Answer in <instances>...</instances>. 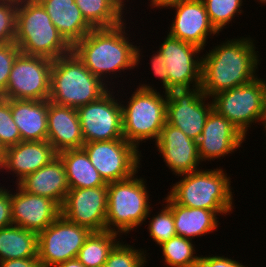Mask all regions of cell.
<instances>
[{"mask_svg": "<svg viewBox=\"0 0 266 267\" xmlns=\"http://www.w3.org/2000/svg\"><path fill=\"white\" fill-rule=\"evenodd\" d=\"M130 23L134 24V22L127 23L126 19L114 27L93 28L72 47V51L85 67L110 88L115 86L118 88L114 85L116 81L113 79L116 80L119 77L122 79L124 73L137 69L142 64V58L145 57L143 53L146 51H142L143 47L140 48V45L132 42L130 25L126 27Z\"/></svg>", "mask_w": 266, "mask_h": 267, "instance_id": "obj_1", "label": "cell"}, {"mask_svg": "<svg viewBox=\"0 0 266 267\" xmlns=\"http://www.w3.org/2000/svg\"><path fill=\"white\" fill-rule=\"evenodd\" d=\"M245 36L227 37L205 54L203 52L200 87L209 98L259 77L257 73L262 58L257 51L258 42L250 35Z\"/></svg>", "mask_w": 266, "mask_h": 267, "instance_id": "obj_2", "label": "cell"}, {"mask_svg": "<svg viewBox=\"0 0 266 267\" xmlns=\"http://www.w3.org/2000/svg\"><path fill=\"white\" fill-rule=\"evenodd\" d=\"M180 180L170 185L167 193L177 204L190 208L214 211L219 217L231 215L234 191L231 178L222 167L200 169L178 175ZM231 213V214H230Z\"/></svg>", "mask_w": 266, "mask_h": 267, "instance_id": "obj_3", "label": "cell"}, {"mask_svg": "<svg viewBox=\"0 0 266 267\" xmlns=\"http://www.w3.org/2000/svg\"><path fill=\"white\" fill-rule=\"evenodd\" d=\"M146 82V79L145 84L144 81L139 82L135 89L132 86L134 91L131 90L129 98L127 97L129 93L121 91L126 94L127 101L120 97L123 138L138 150L146 141L153 140L156 143L166 124L167 92L161 93L153 86L154 84Z\"/></svg>", "mask_w": 266, "mask_h": 267, "instance_id": "obj_4", "label": "cell"}, {"mask_svg": "<svg viewBox=\"0 0 266 267\" xmlns=\"http://www.w3.org/2000/svg\"><path fill=\"white\" fill-rule=\"evenodd\" d=\"M14 43L21 53L55 60L72 52L38 0H18Z\"/></svg>", "mask_w": 266, "mask_h": 267, "instance_id": "obj_5", "label": "cell"}, {"mask_svg": "<svg viewBox=\"0 0 266 267\" xmlns=\"http://www.w3.org/2000/svg\"><path fill=\"white\" fill-rule=\"evenodd\" d=\"M109 89L73 51L53 60L49 94L52 103L78 109L98 100Z\"/></svg>", "mask_w": 266, "mask_h": 267, "instance_id": "obj_6", "label": "cell"}, {"mask_svg": "<svg viewBox=\"0 0 266 267\" xmlns=\"http://www.w3.org/2000/svg\"><path fill=\"white\" fill-rule=\"evenodd\" d=\"M138 174L107 183L106 230L122 237L147 223L146 217L153 205L147 181Z\"/></svg>", "mask_w": 266, "mask_h": 267, "instance_id": "obj_7", "label": "cell"}, {"mask_svg": "<svg viewBox=\"0 0 266 267\" xmlns=\"http://www.w3.org/2000/svg\"><path fill=\"white\" fill-rule=\"evenodd\" d=\"M211 100L213 109L248 137L253 125H263L266 120V79L257 77L245 85L219 92Z\"/></svg>", "mask_w": 266, "mask_h": 267, "instance_id": "obj_8", "label": "cell"}, {"mask_svg": "<svg viewBox=\"0 0 266 267\" xmlns=\"http://www.w3.org/2000/svg\"><path fill=\"white\" fill-rule=\"evenodd\" d=\"M82 149L106 183L128 179L142 168V150L125 139L84 143Z\"/></svg>", "mask_w": 266, "mask_h": 267, "instance_id": "obj_9", "label": "cell"}, {"mask_svg": "<svg viewBox=\"0 0 266 267\" xmlns=\"http://www.w3.org/2000/svg\"><path fill=\"white\" fill-rule=\"evenodd\" d=\"M117 92L110 88L98 100L77 109L84 143L124 139L119 96H125L119 95L120 88Z\"/></svg>", "mask_w": 266, "mask_h": 267, "instance_id": "obj_10", "label": "cell"}, {"mask_svg": "<svg viewBox=\"0 0 266 267\" xmlns=\"http://www.w3.org/2000/svg\"><path fill=\"white\" fill-rule=\"evenodd\" d=\"M53 60L20 53L12 67L5 99L49 100Z\"/></svg>", "mask_w": 266, "mask_h": 267, "instance_id": "obj_11", "label": "cell"}, {"mask_svg": "<svg viewBox=\"0 0 266 267\" xmlns=\"http://www.w3.org/2000/svg\"><path fill=\"white\" fill-rule=\"evenodd\" d=\"M91 233L87 227L74 224L60 215L38 234V258L41 267H54L77 258L79 250Z\"/></svg>", "mask_w": 266, "mask_h": 267, "instance_id": "obj_12", "label": "cell"}, {"mask_svg": "<svg viewBox=\"0 0 266 267\" xmlns=\"http://www.w3.org/2000/svg\"><path fill=\"white\" fill-rule=\"evenodd\" d=\"M212 110V100L202 92L200 86L167 92L166 122L196 141Z\"/></svg>", "mask_w": 266, "mask_h": 267, "instance_id": "obj_13", "label": "cell"}, {"mask_svg": "<svg viewBox=\"0 0 266 267\" xmlns=\"http://www.w3.org/2000/svg\"><path fill=\"white\" fill-rule=\"evenodd\" d=\"M164 35L159 52L165 59L168 71V92L172 89L201 86L203 51L198 46Z\"/></svg>", "mask_w": 266, "mask_h": 267, "instance_id": "obj_14", "label": "cell"}, {"mask_svg": "<svg viewBox=\"0 0 266 267\" xmlns=\"http://www.w3.org/2000/svg\"><path fill=\"white\" fill-rule=\"evenodd\" d=\"M170 8L175 11L170 29L166 31L170 36L204 50L209 43L207 39L220 35L211 25L202 0H179L165 6L164 10Z\"/></svg>", "mask_w": 266, "mask_h": 267, "instance_id": "obj_15", "label": "cell"}, {"mask_svg": "<svg viewBox=\"0 0 266 267\" xmlns=\"http://www.w3.org/2000/svg\"><path fill=\"white\" fill-rule=\"evenodd\" d=\"M107 186L70 188L61 215L68 221L92 232L106 231Z\"/></svg>", "mask_w": 266, "mask_h": 267, "instance_id": "obj_16", "label": "cell"}, {"mask_svg": "<svg viewBox=\"0 0 266 267\" xmlns=\"http://www.w3.org/2000/svg\"><path fill=\"white\" fill-rule=\"evenodd\" d=\"M246 138L227 118L214 109L206 119L202 134L197 140L201 162L222 160L234 154L246 143ZM242 145V146H241Z\"/></svg>", "mask_w": 266, "mask_h": 267, "instance_id": "obj_17", "label": "cell"}, {"mask_svg": "<svg viewBox=\"0 0 266 267\" xmlns=\"http://www.w3.org/2000/svg\"><path fill=\"white\" fill-rule=\"evenodd\" d=\"M153 144L168 170L170 169L175 176L195 172L203 167L197 141L167 122L157 142Z\"/></svg>", "mask_w": 266, "mask_h": 267, "instance_id": "obj_18", "label": "cell"}, {"mask_svg": "<svg viewBox=\"0 0 266 267\" xmlns=\"http://www.w3.org/2000/svg\"><path fill=\"white\" fill-rule=\"evenodd\" d=\"M11 189V212L13 225L37 234L45 230L61 215V206L54 200L30 194L17 184Z\"/></svg>", "mask_w": 266, "mask_h": 267, "instance_id": "obj_19", "label": "cell"}, {"mask_svg": "<svg viewBox=\"0 0 266 267\" xmlns=\"http://www.w3.org/2000/svg\"><path fill=\"white\" fill-rule=\"evenodd\" d=\"M57 156V152L48 141H21L4 150L0 161L2 172L14 176L17 184L25 176L36 172Z\"/></svg>", "mask_w": 266, "mask_h": 267, "instance_id": "obj_20", "label": "cell"}, {"mask_svg": "<svg viewBox=\"0 0 266 267\" xmlns=\"http://www.w3.org/2000/svg\"><path fill=\"white\" fill-rule=\"evenodd\" d=\"M47 126V141L57 153L82 148L84 138L77 109L48 100Z\"/></svg>", "mask_w": 266, "mask_h": 267, "instance_id": "obj_21", "label": "cell"}, {"mask_svg": "<svg viewBox=\"0 0 266 267\" xmlns=\"http://www.w3.org/2000/svg\"><path fill=\"white\" fill-rule=\"evenodd\" d=\"M17 185L30 194L52 199L60 206L70 189L64 164L58 155L47 165L25 176Z\"/></svg>", "mask_w": 266, "mask_h": 267, "instance_id": "obj_22", "label": "cell"}, {"mask_svg": "<svg viewBox=\"0 0 266 267\" xmlns=\"http://www.w3.org/2000/svg\"><path fill=\"white\" fill-rule=\"evenodd\" d=\"M162 202L172 210L177 235L194 241L198 237L218 232L220 217L214 211L181 206L168 194Z\"/></svg>", "mask_w": 266, "mask_h": 267, "instance_id": "obj_23", "label": "cell"}, {"mask_svg": "<svg viewBox=\"0 0 266 267\" xmlns=\"http://www.w3.org/2000/svg\"><path fill=\"white\" fill-rule=\"evenodd\" d=\"M48 100L11 99V114L21 141H47Z\"/></svg>", "mask_w": 266, "mask_h": 267, "instance_id": "obj_24", "label": "cell"}, {"mask_svg": "<svg viewBox=\"0 0 266 267\" xmlns=\"http://www.w3.org/2000/svg\"><path fill=\"white\" fill-rule=\"evenodd\" d=\"M51 18L54 26L73 47L93 27L84 19L75 0H38Z\"/></svg>", "mask_w": 266, "mask_h": 267, "instance_id": "obj_25", "label": "cell"}, {"mask_svg": "<svg viewBox=\"0 0 266 267\" xmlns=\"http://www.w3.org/2000/svg\"><path fill=\"white\" fill-rule=\"evenodd\" d=\"M61 158L69 188H93L107 186L86 152L81 149H67L57 153Z\"/></svg>", "mask_w": 266, "mask_h": 267, "instance_id": "obj_26", "label": "cell"}, {"mask_svg": "<svg viewBox=\"0 0 266 267\" xmlns=\"http://www.w3.org/2000/svg\"><path fill=\"white\" fill-rule=\"evenodd\" d=\"M38 257V234L11 225L0 229V261Z\"/></svg>", "mask_w": 266, "mask_h": 267, "instance_id": "obj_27", "label": "cell"}, {"mask_svg": "<svg viewBox=\"0 0 266 267\" xmlns=\"http://www.w3.org/2000/svg\"><path fill=\"white\" fill-rule=\"evenodd\" d=\"M75 3L93 28L117 26L124 22L126 14L130 13L116 0H75Z\"/></svg>", "mask_w": 266, "mask_h": 267, "instance_id": "obj_28", "label": "cell"}, {"mask_svg": "<svg viewBox=\"0 0 266 267\" xmlns=\"http://www.w3.org/2000/svg\"><path fill=\"white\" fill-rule=\"evenodd\" d=\"M122 238L120 234L107 230L92 232L79 250L77 259L85 267H100L106 263L109 253Z\"/></svg>", "mask_w": 266, "mask_h": 267, "instance_id": "obj_29", "label": "cell"}, {"mask_svg": "<svg viewBox=\"0 0 266 267\" xmlns=\"http://www.w3.org/2000/svg\"><path fill=\"white\" fill-rule=\"evenodd\" d=\"M195 246V241L175 235L159 245L163 264L165 267H198L200 255Z\"/></svg>", "mask_w": 266, "mask_h": 267, "instance_id": "obj_30", "label": "cell"}, {"mask_svg": "<svg viewBox=\"0 0 266 267\" xmlns=\"http://www.w3.org/2000/svg\"><path fill=\"white\" fill-rule=\"evenodd\" d=\"M208 14L211 25L220 33L236 22V17L244 13L243 0H202ZM235 21V22H234Z\"/></svg>", "mask_w": 266, "mask_h": 267, "instance_id": "obj_31", "label": "cell"}, {"mask_svg": "<svg viewBox=\"0 0 266 267\" xmlns=\"http://www.w3.org/2000/svg\"><path fill=\"white\" fill-rule=\"evenodd\" d=\"M124 239H121L111 250L106 263L110 267H145L150 258L149 253H147L149 248L148 250L141 247L139 249L134 242L130 245L126 240L123 241Z\"/></svg>", "mask_w": 266, "mask_h": 267, "instance_id": "obj_32", "label": "cell"}, {"mask_svg": "<svg viewBox=\"0 0 266 267\" xmlns=\"http://www.w3.org/2000/svg\"><path fill=\"white\" fill-rule=\"evenodd\" d=\"M161 204L162 208L158 209L160 211L155 212L156 214H152V216L150 215L155 209H153L154 207L150 208L148 216L146 217V220L149 219V221H147L149 223H144V225L148 226V236L157 244V246L177 235L172 210L164 202Z\"/></svg>", "mask_w": 266, "mask_h": 267, "instance_id": "obj_33", "label": "cell"}, {"mask_svg": "<svg viewBox=\"0 0 266 267\" xmlns=\"http://www.w3.org/2000/svg\"><path fill=\"white\" fill-rule=\"evenodd\" d=\"M21 142V135L11 114V99L0 97V145L6 149Z\"/></svg>", "mask_w": 266, "mask_h": 267, "instance_id": "obj_34", "label": "cell"}, {"mask_svg": "<svg viewBox=\"0 0 266 267\" xmlns=\"http://www.w3.org/2000/svg\"><path fill=\"white\" fill-rule=\"evenodd\" d=\"M18 0H0V44L14 43Z\"/></svg>", "mask_w": 266, "mask_h": 267, "instance_id": "obj_35", "label": "cell"}, {"mask_svg": "<svg viewBox=\"0 0 266 267\" xmlns=\"http://www.w3.org/2000/svg\"><path fill=\"white\" fill-rule=\"evenodd\" d=\"M20 53L21 51L15 43L0 44V97L7 88L10 72Z\"/></svg>", "mask_w": 266, "mask_h": 267, "instance_id": "obj_36", "label": "cell"}, {"mask_svg": "<svg viewBox=\"0 0 266 267\" xmlns=\"http://www.w3.org/2000/svg\"><path fill=\"white\" fill-rule=\"evenodd\" d=\"M154 54L151 55V58L149 57L150 61V67L152 70V75L155 76L153 78H158V82L162 84L160 89L162 91L168 92V71L165 67V59L162 56V54L159 52V50L152 51Z\"/></svg>", "mask_w": 266, "mask_h": 267, "instance_id": "obj_37", "label": "cell"}, {"mask_svg": "<svg viewBox=\"0 0 266 267\" xmlns=\"http://www.w3.org/2000/svg\"><path fill=\"white\" fill-rule=\"evenodd\" d=\"M215 255H201L200 254V260L198 267H248L247 265H243V263L239 262V260H234L233 257L228 258V256L225 257V255L222 256V254Z\"/></svg>", "mask_w": 266, "mask_h": 267, "instance_id": "obj_38", "label": "cell"}, {"mask_svg": "<svg viewBox=\"0 0 266 267\" xmlns=\"http://www.w3.org/2000/svg\"><path fill=\"white\" fill-rule=\"evenodd\" d=\"M0 183V229L13 225L11 212V189ZM9 188V189H8Z\"/></svg>", "mask_w": 266, "mask_h": 267, "instance_id": "obj_39", "label": "cell"}, {"mask_svg": "<svg viewBox=\"0 0 266 267\" xmlns=\"http://www.w3.org/2000/svg\"><path fill=\"white\" fill-rule=\"evenodd\" d=\"M0 267H41L38 257L0 261Z\"/></svg>", "mask_w": 266, "mask_h": 267, "instance_id": "obj_40", "label": "cell"}, {"mask_svg": "<svg viewBox=\"0 0 266 267\" xmlns=\"http://www.w3.org/2000/svg\"><path fill=\"white\" fill-rule=\"evenodd\" d=\"M150 1L148 6L150 7V9H154V8H158L159 9H163L165 6L173 3V2H176V1H179V0H148Z\"/></svg>", "mask_w": 266, "mask_h": 267, "instance_id": "obj_41", "label": "cell"}, {"mask_svg": "<svg viewBox=\"0 0 266 267\" xmlns=\"http://www.w3.org/2000/svg\"><path fill=\"white\" fill-rule=\"evenodd\" d=\"M54 267H85L77 258L59 263Z\"/></svg>", "mask_w": 266, "mask_h": 267, "instance_id": "obj_42", "label": "cell"}, {"mask_svg": "<svg viewBox=\"0 0 266 267\" xmlns=\"http://www.w3.org/2000/svg\"><path fill=\"white\" fill-rule=\"evenodd\" d=\"M126 11H129L130 9V5L129 8L127 7L128 4H130V0H116ZM132 1V0H131ZM126 2H129L128 4H126ZM126 5V6H125ZM128 8V10H127Z\"/></svg>", "mask_w": 266, "mask_h": 267, "instance_id": "obj_43", "label": "cell"}, {"mask_svg": "<svg viewBox=\"0 0 266 267\" xmlns=\"http://www.w3.org/2000/svg\"><path fill=\"white\" fill-rule=\"evenodd\" d=\"M254 1L258 2L259 4L261 3L262 6L266 5V0H254Z\"/></svg>", "mask_w": 266, "mask_h": 267, "instance_id": "obj_44", "label": "cell"}, {"mask_svg": "<svg viewBox=\"0 0 266 267\" xmlns=\"http://www.w3.org/2000/svg\"><path fill=\"white\" fill-rule=\"evenodd\" d=\"M4 150H5V149L0 145V161H1V159H2Z\"/></svg>", "mask_w": 266, "mask_h": 267, "instance_id": "obj_45", "label": "cell"}, {"mask_svg": "<svg viewBox=\"0 0 266 267\" xmlns=\"http://www.w3.org/2000/svg\"><path fill=\"white\" fill-rule=\"evenodd\" d=\"M263 127H264V132H265V135L264 136H266V120L264 121V123H263V125H262ZM266 141V140H265ZM265 144H266V142H264ZM265 149H266V147H265Z\"/></svg>", "mask_w": 266, "mask_h": 267, "instance_id": "obj_46", "label": "cell"}, {"mask_svg": "<svg viewBox=\"0 0 266 267\" xmlns=\"http://www.w3.org/2000/svg\"><path fill=\"white\" fill-rule=\"evenodd\" d=\"M100 267H110L107 263L102 264Z\"/></svg>", "mask_w": 266, "mask_h": 267, "instance_id": "obj_47", "label": "cell"}]
</instances>
